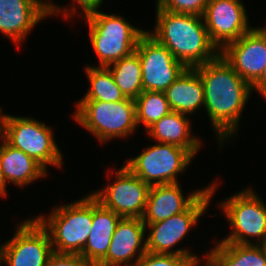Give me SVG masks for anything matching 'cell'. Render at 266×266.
Returning a JSON list of instances; mask_svg holds the SVG:
<instances>
[{
  "label": "cell",
  "mask_w": 266,
  "mask_h": 266,
  "mask_svg": "<svg viewBox=\"0 0 266 266\" xmlns=\"http://www.w3.org/2000/svg\"><path fill=\"white\" fill-rule=\"evenodd\" d=\"M194 69L203 83L204 109L218 139V147L222 148L239 131L242 111L253 94L252 86L221 54Z\"/></svg>",
  "instance_id": "1"
},
{
  "label": "cell",
  "mask_w": 266,
  "mask_h": 266,
  "mask_svg": "<svg viewBox=\"0 0 266 266\" xmlns=\"http://www.w3.org/2000/svg\"><path fill=\"white\" fill-rule=\"evenodd\" d=\"M153 31L147 32L187 68L212 61L220 51L212 43L202 16L156 9Z\"/></svg>",
  "instance_id": "2"
},
{
  "label": "cell",
  "mask_w": 266,
  "mask_h": 266,
  "mask_svg": "<svg viewBox=\"0 0 266 266\" xmlns=\"http://www.w3.org/2000/svg\"><path fill=\"white\" fill-rule=\"evenodd\" d=\"M50 215L34 216L47 230L57 253L81 254L92 229L93 195L52 207Z\"/></svg>",
  "instance_id": "3"
},
{
  "label": "cell",
  "mask_w": 266,
  "mask_h": 266,
  "mask_svg": "<svg viewBox=\"0 0 266 266\" xmlns=\"http://www.w3.org/2000/svg\"><path fill=\"white\" fill-rule=\"evenodd\" d=\"M0 133L12 147L22 150L47 172L48 165L62 168L63 153L56 144L54 131L46 123L30 117L0 112Z\"/></svg>",
  "instance_id": "4"
},
{
  "label": "cell",
  "mask_w": 266,
  "mask_h": 266,
  "mask_svg": "<svg viewBox=\"0 0 266 266\" xmlns=\"http://www.w3.org/2000/svg\"><path fill=\"white\" fill-rule=\"evenodd\" d=\"M89 40L99 60L96 67L110 64L132 54L139 38L147 31L134 26L124 17L98 10L85 17Z\"/></svg>",
  "instance_id": "5"
},
{
  "label": "cell",
  "mask_w": 266,
  "mask_h": 266,
  "mask_svg": "<svg viewBox=\"0 0 266 266\" xmlns=\"http://www.w3.org/2000/svg\"><path fill=\"white\" fill-rule=\"evenodd\" d=\"M72 117L100 143L127 138L138 129L135 100L119 102L77 101Z\"/></svg>",
  "instance_id": "6"
},
{
  "label": "cell",
  "mask_w": 266,
  "mask_h": 266,
  "mask_svg": "<svg viewBox=\"0 0 266 266\" xmlns=\"http://www.w3.org/2000/svg\"><path fill=\"white\" fill-rule=\"evenodd\" d=\"M209 188L186 210L177 215H173L164 221L145 225L146 247L149 253L175 254L184 256L190 260L197 258L186 248L174 247L188 235L190 229L197 225L200 217L205 214L211 203L213 195L216 193L219 182L215 181L208 185ZM174 248V249H173Z\"/></svg>",
  "instance_id": "7"
},
{
  "label": "cell",
  "mask_w": 266,
  "mask_h": 266,
  "mask_svg": "<svg viewBox=\"0 0 266 266\" xmlns=\"http://www.w3.org/2000/svg\"><path fill=\"white\" fill-rule=\"evenodd\" d=\"M249 186L221 201L219 209L227 218L231 232L217 242L258 245L266 238V203ZM252 239V240H250Z\"/></svg>",
  "instance_id": "8"
},
{
  "label": "cell",
  "mask_w": 266,
  "mask_h": 266,
  "mask_svg": "<svg viewBox=\"0 0 266 266\" xmlns=\"http://www.w3.org/2000/svg\"><path fill=\"white\" fill-rule=\"evenodd\" d=\"M155 143L127 159L124 165L150 186L180 183L178 175L186 172L194 156L183 147Z\"/></svg>",
  "instance_id": "9"
},
{
  "label": "cell",
  "mask_w": 266,
  "mask_h": 266,
  "mask_svg": "<svg viewBox=\"0 0 266 266\" xmlns=\"http://www.w3.org/2000/svg\"><path fill=\"white\" fill-rule=\"evenodd\" d=\"M115 181L91 194L106 208L124 218H142L150 185L133 174L125 165L112 171Z\"/></svg>",
  "instance_id": "10"
},
{
  "label": "cell",
  "mask_w": 266,
  "mask_h": 266,
  "mask_svg": "<svg viewBox=\"0 0 266 266\" xmlns=\"http://www.w3.org/2000/svg\"><path fill=\"white\" fill-rule=\"evenodd\" d=\"M18 222L13 237L3 243L2 264L6 266H46L54 252L47 230L35 218Z\"/></svg>",
  "instance_id": "11"
},
{
  "label": "cell",
  "mask_w": 266,
  "mask_h": 266,
  "mask_svg": "<svg viewBox=\"0 0 266 266\" xmlns=\"http://www.w3.org/2000/svg\"><path fill=\"white\" fill-rule=\"evenodd\" d=\"M135 51L141 63L143 91L164 92L187 69L147 31L139 38Z\"/></svg>",
  "instance_id": "12"
},
{
  "label": "cell",
  "mask_w": 266,
  "mask_h": 266,
  "mask_svg": "<svg viewBox=\"0 0 266 266\" xmlns=\"http://www.w3.org/2000/svg\"><path fill=\"white\" fill-rule=\"evenodd\" d=\"M202 18L210 40L219 51L253 28L241 0H209Z\"/></svg>",
  "instance_id": "13"
},
{
  "label": "cell",
  "mask_w": 266,
  "mask_h": 266,
  "mask_svg": "<svg viewBox=\"0 0 266 266\" xmlns=\"http://www.w3.org/2000/svg\"><path fill=\"white\" fill-rule=\"evenodd\" d=\"M220 54L252 86L266 66L265 27H253L236 41L227 44Z\"/></svg>",
  "instance_id": "14"
},
{
  "label": "cell",
  "mask_w": 266,
  "mask_h": 266,
  "mask_svg": "<svg viewBox=\"0 0 266 266\" xmlns=\"http://www.w3.org/2000/svg\"><path fill=\"white\" fill-rule=\"evenodd\" d=\"M146 231L141 218L122 217L107 255L96 266H133L147 252Z\"/></svg>",
  "instance_id": "15"
},
{
  "label": "cell",
  "mask_w": 266,
  "mask_h": 266,
  "mask_svg": "<svg viewBox=\"0 0 266 266\" xmlns=\"http://www.w3.org/2000/svg\"><path fill=\"white\" fill-rule=\"evenodd\" d=\"M47 17L49 8L41 0H0V33L18 48Z\"/></svg>",
  "instance_id": "16"
},
{
  "label": "cell",
  "mask_w": 266,
  "mask_h": 266,
  "mask_svg": "<svg viewBox=\"0 0 266 266\" xmlns=\"http://www.w3.org/2000/svg\"><path fill=\"white\" fill-rule=\"evenodd\" d=\"M209 186L191 192L185 197L179 183L152 185L142 216L145 225L157 223L186 211Z\"/></svg>",
  "instance_id": "17"
},
{
  "label": "cell",
  "mask_w": 266,
  "mask_h": 266,
  "mask_svg": "<svg viewBox=\"0 0 266 266\" xmlns=\"http://www.w3.org/2000/svg\"><path fill=\"white\" fill-rule=\"evenodd\" d=\"M189 115L171 111L146 130L153 141L174 144L187 149L194 157L202 149V140L192 133Z\"/></svg>",
  "instance_id": "18"
},
{
  "label": "cell",
  "mask_w": 266,
  "mask_h": 266,
  "mask_svg": "<svg viewBox=\"0 0 266 266\" xmlns=\"http://www.w3.org/2000/svg\"><path fill=\"white\" fill-rule=\"evenodd\" d=\"M121 218L93 196L92 229L80 255L97 265L107 255L112 236Z\"/></svg>",
  "instance_id": "19"
},
{
  "label": "cell",
  "mask_w": 266,
  "mask_h": 266,
  "mask_svg": "<svg viewBox=\"0 0 266 266\" xmlns=\"http://www.w3.org/2000/svg\"><path fill=\"white\" fill-rule=\"evenodd\" d=\"M2 170L4 179V198L8 195L7 184L25 187L39 178L48 176V172L22 150L9 145L3 137Z\"/></svg>",
  "instance_id": "20"
},
{
  "label": "cell",
  "mask_w": 266,
  "mask_h": 266,
  "mask_svg": "<svg viewBox=\"0 0 266 266\" xmlns=\"http://www.w3.org/2000/svg\"><path fill=\"white\" fill-rule=\"evenodd\" d=\"M170 109L191 115L204 108V87L194 68H187L165 91Z\"/></svg>",
  "instance_id": "21"
},
{
  "label": "cell",
  "mask_w": 266,
  "mask_h": 266,
  "mask_svg": "<svg viewBox=\"0 0 266 266\" xmlns=\"http://www.w3.org/2000/svg\"><path fill=\"white\" fill-rule=\"evenodd\" d=\"M212 248L208 254L220 266H266L258 245L216 242Z\"/></svg>",
  "instance_id": "22"
},
{
  "label": "cell",
  "mask_w": 266,
  "mask_h": 266,
  "mask_svg": "<svg viewBox=\"0 0 266 266\" xmlns=\"http://www.w3.org/2000/svg\"><path fill=\"white\" fill-rule=\"evenodd\" d=\"M107 68L126 98L135 100L143 92L141 63L136 51Z\"/></svg>",
  "instance_id": "23"
},
{
  "label": "cell",
  "mask_w": 266,
  "mask_h": 266,
  "mask_svg": "<svg viewBox=\"0 0 266 266\" xmlns=\"http://www.w3.org/2000/svg\"><path fill=\"white\" fill-rule=\"evenodd\" d=\"M84 68L90 87L78 101L119 102L126 99L107 67H96L87 64Z\"/></svg>",
  "instance_id": "24"
},
{
  "label": "cell",
  "mask_w": 266,
  "mask_h": 266,
  "mask_svg": "<svg viewBox=\"0 0 266 266\" xmlns=\"http://www.w3.org/2000/svg\"><path fill=\"white\" fill-rule=\"evenodd\" d=\"M135 105L137 126L141 124L144 130L172 111L162 91H143L135 99Z\"/></svg>",
  "instance_id": "25"
},
{
  "label": "cell",
  "mask_w": 266,
  "mask_h": 266,
  "mask_svg": "<svg viewBox=\"0 0 266 266\" xmlns=\"http://www.w3.org/2000/svg\"><path fill=\"white\" fill-rule=\"evenodd\" d=\"M74 3H77V7L76 5H74V3H72V5H67V8L59 5L58 4H51L50 8H49V17L52 16H57L59 13V15H63V18H65L66 20L69 19L71 20L72 17H75L76 14L78 13L79 16L82 18L98 11L99 7H101L100 5L103 4V0H73ZM80 9V10H78ZM78 11V12H77ZM80 11V12H79ZM75 15V16H74Z\"/></svg>",
  "instance_id": "26"
},
{
  "label": "cell",
  "mask_w": 266,
  "mask_h": 266,
  "mask_svg": "<svg viewBox=\"0 0 266 266\" xmlns=\"http://www.w3.org/2000/svg\"><path fill=\"white\" fill-rule=\"evenodd\" d=\"M209 0H156V9L202 16Z\"/></svg>",
  "instance_id": "27"
},
{
  "label": "cell",
  "mask_w": 266,
  "mask_h": 266,
  "mask_svg": "<svg viewBox=\"0 0 266 266\" xmlns=\"http://www.w3.org/2000/svg\"><path fill=\"white\" fill-rule=\"evenodd\" d=\"M190 259L175 254L146 252L133 266H188Z\"/></svg>",
  "instance_id": "28"
},
{
  "label": "cell",
  "mask_w": 266,
  "mask_h": 266,
  "mask_svg": "<svg viewBox=\"0 0 266 266\" xmlns=\"http://www.w3.org/2000/svg\"><path fill=\"white\" fill-rule=\"evenodd\" d=\"M46 266H96L80 254L53 252Z\"/></svg>",
  "instance_id": "29"
},
{
  "label": "cell",
  "mask_w": 266,
  "mask_h": 266,
  "mask_svg": "<svg viewBox=\"0 0 266 266\" xmlns=\"http://www.w3.org/2000/svg\"><path fill=\"white\" fill-rule=\"evenodd\" d=\"M258 92L260 96L266 101V66L260 78L252 85V92Z\"/></svg>",
  "instance_id": "30"
},
{
  "label": "cell",
  "mask_w": 266,
  "mask_h": 266,
  "mask_svg": "<svg viewBox=\"0 0 266 266\" xmlns=\"http://www.w3.org/2000/svg\"><path fill=\"white\" fill-rule=\"evenodd\" d=\"M205 258L200 259L201 256L189 261L188 266H220L209 254L208 251L204 253ZM204 259V260H203ZM203 262V263H201ZM202 264V265H201Z\"/></svg>",
  "instance_id": "31"
},
{
  "label": "cell",
  "mask_w": 266,
  "mask_h": 266,
  "mask_svg": "<svg viewBox=\"0 0 266 266\" xmlns=\"http://www.w3.org/2000/svg\"><path fill=\"white\" fill-rule=\"evenodd\" d=\"M0 197L4 198V179L2 170L3 135L0 133Z\"/></svg>",
  "instance_id": "32"
},
{
  "label": "cell",
  "mask_w": 266,
  "mask_h": 266,
  "mask_svg": "<svg viewBox=\"0 0 266 266\" xmlns=\"http://www.w3.org/2000/svg\"><path fill=\"white\" fill-rule=\"evenodd\" d=\"M258 246L260 247V249L262 250V253L264 254V257L266 259V238L264 240H262Z\"/></svg>",
  "instance_id": "33"
},
{
  "label": "cell",
  "mask_w": 266,
  "mask_h": 266,
  "mask_svg": "<svg viewBox=\"0 0 266 266\" xmlns=\"http://www.w3.org/2000/svg\"><path fill=\"white\" fill-rule=\"evenodd\" d=\"M48 8L54 3L53 0H41Z\"/></svg>",
  "instance_id": "34"
},
{
  "label": "cell",
  "mask_w": 266,
  "mask_h": 266,
  "mask_svg": "<svg viewBox=\"0 0 266 266\" xmlns=\"http://www.w3.org/2000/svg\"><path fill=\"white\" fill-rule=\"evenodd\" d=\"M2 258H3V243L0 245V266H2Z\"/></svg>",
  "instance_id": "35"
}]
</instances>
